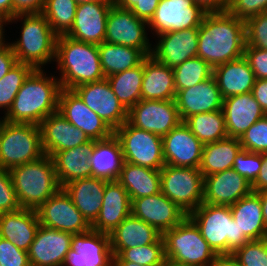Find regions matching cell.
Returning <instances> with one entry per match:
<instances>
[{
  "mask_svg": "<svg viewBox=\"0 0 267 266\" xmlns=\"http://www.w3.org/2000/svg\"><path fill=\"white\" fill-rule=\"evenodd\" d=\"M245 22L228 12L206 13L198 27L197 56L213 69L244 56Z\"/></svg>",
  "mask_w": 267,
  "mask_h": 266,
  "instance_id": "cell-1",
  "label": "cell"
},
{
  "mask_svg": "<svg viewBox=\"0 0 267 266\" xmlns=\"http://www.w3.org/2000/svg\"><path fill=\"white\" fill-rule=\"evenodd\" d=\"M60 81L44 76L35 69L24 81L4 120L12 123L39 125L46 117L58 111Z\"/></svg>",
  "mask_w": 267,
  "mask_h": 266,
  "instance_id": "cell-2",
  "label": "cell"
},
{
  "mask_svg": "<svg viewBox=\"0 0 267 266\" xmlns=\"http://www.w3.org/2000/svg\"><path fill=\"white\" fill-rule=\"evenodd\" d=\"M55 59L61 71V88L77 86L105 79L99 59L98 45L80 42L66 35L56 40Z\"/></svg>",
  "mask_w": 267,
  "mask_h": 266,
  "instance_id": "cell-3",
  "label": "cell"
},
{
  "mask_svg": "<svg viewBox=\"0 0 267 266\" xmlns=\"http://www.w3.org/2000/svg\"><path fill=\"white\" fill-rule=\"evenodd\" d=\"M9 172L21 208L37 210L61 188L52 158L47 154Z\"/></svg>",
  "mask_w": 267,
  "mask_h": 266,
  "instance_id": "cell-4",
  "label": "cell"
},
{
  "mask_svg": "<svg viewBox=\"0 0 267 266\" xmlns=\"http://www.w3.org/2000/svg\"><path fill=\"white\" fill-rule=\"evenodd\" d=\"M188 217L217 255L232 254L249 241L234 221L230 206L203 202Z\"/></svg>",
  "mask_w": 267,
  "mask_h": 266,
  "instance_id": "cell-5",
  "label": "cell"
},
{
  "mask_svg": "<svg viewBox=\"0 0 267 266\" xmlns=\"http://www.w3.org/2000/svg\"><path fill=\"white\" fill-rule=\"evenodd\" d=\"M23 19L20 40L10 44L17 62L41 69L55 58L57 35L42 13L17 14L7 22Z\"/></svg>",
  "mask_w": 267,
  "mask_h": 266,
  "instance_id": "cell-6",
  "label": "cell"
},
{
  "mask_svg": "<svg viewBox=\"0 0 267 266\" xmlns=\"http://www.w3.org/2000/svg\"><path fill=\"white\" fill-rule=\"evenodd\" d=\"M162 238L169 266H209L217 256L188 216Z\"/></svg>",
  "mask_w": 267,
  "mask_h": 266,
  "instance_id": "cell-7",
  "label": "cell"
},
{
  "mask_svg": "<svg viewBox=\"0 0 267 266\" xmlns=\"http://www.w3.org/2000/svg\"><path fill=\"white\" fill-rule=\"evenodd\" d=\"M39 125L12 123L5 120L0 130V168H11L42 157Z\"/></svg>",
  "mask_w": 267,
  "mask_h": 266,
  "instance_id": "cell-8",
  "label": "cell"
},
{
  "mask_svg": "<svg viewBox=\"0 0 267 266\" xmlns=\"http://www.w3.org/2000/svg\"><path fill=\"white\" fill-rule=\"evenodd\" d=\"M114 135L120 142L123 161L155 170L165 166L161 136L134 127L128 121Z\"/></svg>",
  "mask_w": 267,
  "mask_h": 266,
  "instance_id": "cell-9",
  "label": "cell"
},
{
  "mask_svg": "<svg viewBox=\"0 0 267 266\" xmlns=\"http://www.w3.org/2000/svg\"><path fill=\"white\" fill-rule=\"evenodd\" d=\"M161 193L189 214L203 203L204 178L197 168L169 164L160 170Z\"/></svg>",
  "mask_w": 267,
  "mask_h": 266,
  "instance_id": "cell-10",
  "label": "cell"
},
{
  "mask_svg": "<svg viewBox=\"0 0 267 266\" xmlns=\"http://www.w3.org/2000/svg\"><path fill=\"white\" fill-rule=\"evenodd\" d=\"M148 22L136 17L130 10L112 4L107 16L104 42L139 49L145 56L152 53L145 25Z\"/></svg>",
  "mask_w": 267,
  "mask_h": 266,
  "instance_id": "cell-11",
  "label": "cell"
},
{
  "mask_svg": "<svg viewBox=\"0 0 267 266\" xmlns=\"http://www.w3.org/2000/svg\"><path fill=\"white\" fill-rule=\"evenodd\" d=\"M127 121L161 137L182 122L175 100H140L128 110Z\"/></svg>",
  "mask_w": 267,
  "mask_h": 266,
  "instance_id": "cell-12",
  "label": "cell"
},
{
  "mask_svg": "<svg viewBox=\"0 0 267 266\" xmlns=\"http://www.w3.org/2000/svg\"><path fill=\"white\" fill-rule=\"evenodd\" d=\"M36 212L39 223L45 227L73 235L85 233L91 229V225L63 188L46 200Z\"/></svg>",
  "mask_w": 267,
  "mask_h": 266,
  "instance_id": "cell-13",
  "label": "cell"
},
{
  "mask_svg": "<svg viewBox=\"0 0 267 266\" xmlns=\"http://www.w3.org/2000/svg\"><path fill=\"white\" fill-rule=\"evenodd\" d=\"M113 131L128 118V110L112 91L108 80L83 84L72 89Z\"/></svg>",
  "mask_w": 267,
  "mask_h": 266,
  "instance_id": "cell-14",
  "label": "cell"
},
{
  "mask_svg": "<svg viewBox=\"0 0 267 266\" xmlns=\"http://www.w3.org/2000/svg\"><path fill=\"white\" fill-rule=\"evenodd\" d=\"M206 12L193 0H160L147 26L157 35L197 28Z\"/></svg>",
  "mask_w": 267,
  "mask_h": 266,
  "instance_id": "cell-15",
  "label": "cell"
},
{
  "mask_svg": "<svg viewBox=\"0 0 267 266\" xmlns=\"http://www.w3.org/2000/svg\"><path fill=\"white\" fill-rule=\"evenodd\" d=\"M71 249L62 266H113L110 236L90 229L72 236Z\"/></svg>",
  "mask_w": 267,
  "mask_h": 266,
  "instance_id": "cell-16",
  "label": "cell"
},
{
  "mask_svg": "<svg viewBox=\"0 0 267 266\" xmlns=\"http://www.w3.org/2000/svg\"><path fill=\"white\" fill-rule=\"evenodd\" d=\"M58 112L83 131L90 140H104L114 134V131L73 90L61 89Z\"/></svg>",
  "mask_w": 267,
  "mask_h": 266,
  "instance_id": "cell-17",
  "label": "cell"
},
{
  "mask_svg": "<svg viewBox=\"0 0 267 266\" xmlns=\"http://www.w3.org/2000/svg\"><path fill=\"white\" fill-rule=\"evenodd\" d=\"M131 214L161 234L180 224L188 214L161 192L132 201Z\"/></svg>",
  "mask_w": 267,
  "mask_h": 266,
  "instance_id": "cell-18",
  "label": "cell"
},
{
  "mask_svg": "<svg viewBox=\"0 0 267 266\" xmlns=\"http://www.w3.org/2000/svg\"><path fill=\"white\" fill-rule=\"evenodd\" d=\"M204 144L181 122L162 137L165 164L199 169Z\"/></svg>",
  "mask_w": 267,
  "mask_h": 266,
  "instance_id": "cell-19",
  "label": "cell"
},
{
  "mask_svg": "<svg viewBox=\"0 0 267 266\" xmlns=\"http://www.w3.org/2000/svg\"><path fill=\"white\" fill-rule=\"evenodd\" d=\"M114 3L82 2L77 4L75 19L66 36L85 43L100 45L106 35L107 16Z\"/></svg>",
  "mask_w": 267,
  "mask_h": 266,
  "instance_id": "cell-20",
  "label": "cell"
},
{
  "mask_svg": "<svg viewBox=\"0 0 267 266\" xmlns=\"http://www.w3.org/2000/svg\"><path fill=\"white\" fill-rule=\"evenodd\" d=\"M73 234L40 224L28 250L30 266H62Z\"/></svg>",
  "mask_w": 267,
  "mask_h": 266,
  "instance_id": "cell-21",
  "label": "cell"
},
{
  "mask_svg": "<svg viewBox=\"0 0 267 266\" xmlns=\"http://www.w3.org/2000/svg\"><path fill=\"white\" fill-rule=\"evenodd\" d=\"M252 192V185L233 168L204 177V203L231 206Z\"/></svg>",
  "mask_w": 267,
  "mask_h": 266,
  "instance_id": "cell-22",
  "label": "cell"
},
{
  "mask_svg": "<svg viewBox=\"0 0 267 266\" xmlns=\"http://www.w3.org/2000/svg\"><path fill=\"white\" fill-rule=\"evenodd\" d=\"M223 100L213 76L193 87L178 90L175 97L182 122L194 114L222 110Z\"/></svg>",
  "mask_w": 267,
  "mask_h": 266,
  "instance_id": "cell-23",
  "label": "cell"
},
{
  "mask_svg": "<svg viewBox=\"0 0 267 266\" xmlns=\"http://www.w3.org/2000/svg\"><path fill=\"white\" fill-rule=\"evenodd\" d=\"M159 42L152 48L151 56L164 65L174 68L196 57L198 50V27L170 31L158 36Z\"/></svg>",
  "mask_w": 267,
  "mask_h": 266,
  "instance_id": "cell-24",
  "label": "cell"
},
{
  "mask_svg": "<svg viewBox=\"0 0 267 266\" xmlns=\"http://www.w3.org/2000/svg\"><path fill=\"white\" fill-rule=\"evenodd\" d=\"M39 127L44 154L49 156L90 141L83 131L72 125L58 111L46 117Z\"/></svg>",
  "mask_w": 267,
  "mask_h": 266,
  "instance_id": "cell-25",
  "label": "cell"
},
{
  "mask_svg": "<svg viewBox=\"0 0 267 266\" xmlns=\"http://www.w3.org/2000/svg\"><path fill=\"white\" fill-rule=\"evenodd\" d=\"M132 202L126 189L117 180H108L102 207L91 229L109 234L131 215Z\"/></svg>",
  "mask_w": 267,
  "mask_h": 266,
  "instance_id": "cell-26",
  "label": "cell"
},
{
  "mask_svg": "<svg viewBox=\"0 0 267 266\" xmlns=\"http://www.w3.org/2000/svg\"><path fill=\"white\" fill-rule=\"evenodd\" d=\"M222 110L228 137L239 139L266 115L251 92L225 98Z\"/></svg>",
  "mask_w": 267,
  "mask_h": 266,
  "instance_id": "cell-27",
  "label": "cell"
},
{
  "mask_svg": "<svg viewBox=\"0 0 267 266\" xmlns=\"http://www.w3.org/2000/svg\"><path fill=\"white\" fill-rule=\"evenodd\" d=\"M96 140H90L75 148L54 152L50 157L54 163L56 177L60 187L65 184L87 177H92L90 156Z\"/></svg>",
  "mask_w": 267,
  "mask_h": 266,
  "instance_id": "cell-28",
  "label": "cell"
},
{
  "mask_svg": "<svg viewBox=\"0 0 267 266\" xmlns=\"http://www.w3.org/2000/svg\"><path fill=\"white\" fill-rule=\"evenodd\" d=\"M107 181L92 176L73 180L62 187L90 225L96 220L102 207Z\"/></svg>",
  "mask_w": 267,
  "mask_h": 266,
  "instance_id": "cell-29",
  "label": "cell"
},
{
  "mask_svg": "<svg viewBox=\"0 0 267 266\" xmlns=\"http://www.w3.org/2000/svg\"><path fill=\"white\" fill-rule=\"evenodd\" d=\"M36 210L20 208L0 214V237L28 252L39 228Z\"/></svg>",
  "mask_w": 267,
  "mask_h": 266,
  "instance_id": "cell-30",
  "label": "cell"
},
{
  "mask_svg": "<svg viewBox=\"0 0 267 266\" xmlns=\"http://www.w3.org/2000/svg\"><path fill=\"white\" fill-rule=\"evenodd\" d=\"M213 77L223 99L251 92L256 81L244 56L215 67Z\"/></svg>",
  "mask_w": 267,
  "mask_h": 266,
  "instance_id": "cell-31",
  "label": "cell"
},
{
  "mask_svg": "<svg viewBox=\"0 0 267 266\" xmlns=\"http://www.w3.org/2000/svg\"><path fill=\"white\" fill-rule=\"evenodd\" d=\"M109 236L113 255H119L124 249L156 243L162 234L131 214Z\"/></svg>",
  "mask_w": 267,
  "mask_h": 266,
  "instance_id": "cell-32",
  "label": "cell"
},
{
  "mask_svg": "<svg viewBox=\"0 0 267 266\" xmlns=\"http://www.w3.org/2000/svg\"><path fill=\"white\" fill-rule=\"evenodd\" d=\"M173 68L149 55L144 58L141 100H175Z\"/></svg>",
  "mask_w": 267,
  "mask_h": 266,
  "instance_id": "cell-33",
  "label": "cell"
},
{
  "mask_svg": "<svg viewBox=\"0 0 267 266\" xmlns=\"http://www.w3.org/2000/svg\"><path fill=\"white\" fill-rule=\"evenodd\" d=\"M117 181L126 189L131 202L161 192L160 170L123 161Z\"/></svg>",
  "mask_w": 267,
  "mask_h": 266,
  "instance_id": "cell-34",
  "label": "cell"
},
{
  "mask_svg": "<svg viewBox=\"0 0 267 266\" xmlns=\"http://www.w3.org/2000/svg\"><path fill=\"white\" fill-rule=\"evenodd\" d=\"M230 209L240 232L249 241L267 238L260 197L255 192L239 199Z\"/></svg>",
  "mask_w": 267,
  "mask_h": 266,
  "instance_id": "cell-35",
  "label": "cell"
},
{
  "mask_svg": "<svg viewBox=\"0 0 267 266\" xmlns=\"http://www.w3.org/2000/svg\"><path fill=\"white\" fill-rule=\"evenodd\" d=\"M123 163L122 148L118 138L98 140L90 156L91 171L94 177L117 180Z\"/></svg>",
  "mask_w": 267,
  "mask_h": 266,
  "instance_id": "cell-36",
  "label": "cell"
},
{
  "mask_svg": "<svg viewBox=\"0 0 267 266\" xmlns=\"http://www.w3.org/2000/svg\"><path fill=\"white\" fill-rule=\"evenodd\" d=\"M242 148L239 138L226 137L203 146L199 170L203 178L233 168L234 159Z\"/></svg>",
  "mask_w": 267,
  "mask_h": 266,
  "instance_id": "cell-37",
  "label": "cell"
},
{
  "mask_svg": "<svg viewBox=\"0 0 267 266\" xmlns=\"http://www.w3.org/2000/svg\"><path fill=\"white\" fill-rule=\"evenodd\" d=\"M98 52L105 78L139 65L146 57L139 49L107 42L98 45Z\"/></svg>",
  "mask_w": 267,
  "mask_h": 266,
  "instance_id": "cell-38",
  "label": "cell"
},
{
  "mask_svg": "<svg viewBox=\"0 0 267 266\" xmlns=\"http://www.w3.org/2000/svg\"><path fill=\"white\" fill-rule=\"evenodd\" d=\"M144 60L137 66L106 77L114 94L129 110L141 100Z\"/></svg>",
  "mask_w": 267,
  "mask_h": 266,
  "instance_id": "cell-39",
  "label": "cell"
},
{
  "mask_svg": "<svg viewBox=\"0 0 267 266\" xmlns=\"http://www.w3.org/2000/svg\"><path fill=\"white\" fill-rule=\"evenodd\" d=\"M184 123L204 145L228 137L223 110L194 114Z\"/></svg>",
  "mask_w": 267,
  "mask_h": 266,
  "instance_id": "cell-40",
  "label": "cell"
},
{
  "mask_svg": "<svg viewBox=\"0 0 267 266\" xmlns=\"http://www.w3.org/2000/svg\"><path fill=\"white\" fill-rule=\"evenodd\" d=\"M77 4L75 0H45L42 14L57 36L66 35L70 31Z\"/></svg>",
  "mask_w": 267,
  "mask_h": 266,
  "instance_id": "cell-41",
  "label": "cell"
},
{
  "mask_svg": "<svg viewBox=\"0 0 267 266\" xmlns=\"http://www.w3.org/2000/svg\"><path fill=\"white\" fill-rule=\"evenodd\" d=\"M176 92L188 89L213 76V68L196 56L173 68Z\"/></svg>",
  "mask_w": 267,
  "mask_h": 266,
  "instance_id": "cell-42",
  "label": "cell"
},
{
  "mask_svg": "<svg viewBox=\"0 0 267 266\" xmlns=\"http://www.w3.org/2000/svg\"><path fill=\"white\" fill-rule=\"evenodd\" d=\"M34 70L32 66L18 62L0 80V108H5L8 112L24 81Z\"/></svg>",
  "mask_w": 267,
  "mask_h": 266,
  "instance_id": "cell-43",
  "label": "cell"
},
{
  "mask_svg": "<svg viewBox=\"0 0 267 266\" xmlns=\"http://www.w3.org/2000/svg\"><path fill=\"white\" fill-rule=\"evenodd\" d=\"M119 256L142 266H167L162 237L156 243L124 249Z\"/></svg>",
  "mask_w": 267,
  "mask_h": 266,
  "instance_id": "cell-44",
  "label": "cell"
},
{
  "mask_svg": "<svg viewBox=\"0 0 267 266\" xmlns=\"http://www.w3.org/2000/svg\"><path fill=\"white\" fill-rule=\"evenodd\" d=\"M232 254L240 266H267V238L250 240Z\"/></svg>",
  "mask_w": 267,
  "mask_h": 266,
  "instance_id": "cell-45",
  "label": "cell"
},
{
  "mask_svg": "<svg viewBox=\"0 0 267 266\" xmlns=\"http://www.w3.org/2000/svg\"><path fill=\"white\" fill-rule=\"evenodd\" d=\"M261 167L262 153L250 152L243 148L239 150L233 163V169L251 185L257 179Z\"/></svg>",
  "mask_w": 267,
  "mask_h": 266,
  "instance_id": "cell-46",
  "label": "cell"
},
{
  "mask_svg": "<svg viewBox=\"0 0 267 266\" xmlns=\"http://www.w3.org/2000/svg\"><path fill=\"white\" fill-rule=\"evenodd\" d=\"M243 149L267 153V115L254 123L240 138Z\"/></svg>",
  "mask_w": 267,
  "mask_h": 266,
  "instance_id": "cell-47",
  "label": "cell"
},
{
  "mask_svg": "<svg viewBox=\"0 0 267 266\" xmlns=\"http://www.w3.org/2000/svg\"><path fill=\"white\" fill-rule=\"evenodd\" d=\"M246 45L267 50V12L245 22Z\"/></svg>",
  "mask_w": 267,
  "mask_h": 266,
  "instance_id": "cell-48",
  "label": "cell"
},
{
  "mask_svg": "<svg viewBox=\"0 0 267 266\" xmlns=\"http://www.w3.org/2000/svg\"><path fill=\"white\" fill-rule=\"evenodd\" d=\"M227 12L246 22L260 13L267 12V0H230Z\"/></svg>",
  "mask_w": 267,
  "mask_h": 266,
  "instance_id": "cell-49",
  "label": "cell"
},
{
  "mask_svg": "<svg viewBox=\"0 0 267 266\" xmlns=\"http://www.w3.org/2000/svg\"><path fill=\"white\" fill-rule=\"evenodd\" d=\"M13 181L9 170L0 168V214L19 210Z\"/></svg>",
  "mask_w": 267,
  "mask_h": 266,
  "instance_id": "cell-50",
  "label": "cell"
},
{
  "mask_svg": "<svg viewBox=\"0 0 267 266\" xmlns=\"http://www.w3.org/2000/svg\"><path fill=\"white\" fill-rule=\"evenodd\" d=\"M0 264L2 266H30L28 252L0 237Z\"/></svg>",
  "mask_w": 267,
  "mask_h": 266,
  "instance_id": "cell-51",
  "label": "cell"
},
{
  "mask_svg": "<svg viewBox=\"0 0 267 266\" xmlns=\"http://www.w3.org/2000/svg\"><path fill=\"white\" fill-rule=\"evenodd\" d=\"M160 0H115L121 8L130 10L136 17L149 22Z\"/></svg>",
  "mask_w": 267,
  "mask_h": 266,
  "instance_id": "cell-52",
  "label": "cell"
},
{
  "mask_svg": "<svg viewBox=\"0 0 267 266\" xmlns=\"http://www.w3.org/2000/svg\"><path fill=\"white\" fill-rule=\"evenodd\" d=\"M244 57L247 59L256 79H267V50L245 44Z\"/></svg>",
  "mask_w": 267,
  "mask_h": 266,
  "instance_id": "cell-53",
  "label": "cell"
},
{
  "mask_svg": "<svg viewBox=\"0 0 267 266\" xmlns=\"http://www.w3.org/2000/svg\"><path fill=\"white\" fill-rule=\"evenodd\" d=\"M45 0H12V18L17 14L42 13Z\"/></svg>",
  "mask_w": 267,
  "mask_h": 266,
  "instance_id": "cell-54",
  "label": "cell"
},
{
  "mask_svg": "<svg viewBox=\"0 0 267 266\" xmlns=\"http://www.w3.org/2000/svg\"><path fill=\"white\" fill-rule=\"evenodd\" d=\"M16 56L10 44L0 43V80L17 64Z\"/></svg>",
  "mask_w": 267,
  "mask_h": 266,
  "instance_id": "cell-55",
  "label": "cell"
},
{
  "mask_svg": "<svg viewBox=\"0 0 267 266\" xmlns=\"http://www.w3.org/2000/svg\"><path fill=\"white\" fill-rule=\"evenodd\" d=\"M251 93L267 115V79H256Z\"/></svg>",
  "mask_w": 267,
  "mask_h": 266,
  "instance_id": "cell-56",
  "label": "cell"
},
{
  "mask_svg": "<svg viewBox=\"0 0 267 266\" xmlns=\"http://www.w3.org/2000/svg\"><path fill=\"white\" fill-rule=\"evenodd\" d=\"M206 13L227 12L230 0H193Z\"/></svg>",
  "mask_w": 267,
  "mask_h": 266,
  "instance_id": "cell-57",
  "label": "cell"
},
{
  "mask_svg": "<svg viewBox=\"0 0 267 266\" xmlns=\"http://www.w3.org/2000/svg\"><path fill=\"white\" fill-rule=\"evenodd\" d=\"M253 192L267 190V153H262V167L255 182L252 184Z\"/></svg>",
  "mask_w": 267,
  "mask_h": 266,
  "instance_id": "cell-58",
  "label": "cell"
},
{
  "mask_svg": "<svg viewBox=\"0 0 267 266\" xmlns=\"http://www.w3.org/2000/svg\"><path fill=\"white\" fill-rule=\"evenodd\" d=\"M209 266H240L233 254L217 255Z\"/></svg>",
  "mask_w": 267,
  "mask_h": 266,
  "instance_id": "cell-59",
  "label": "cell"
},
{
  "mask_svg": "<svg viewBox=\"0 0 267 266\" xmlns=\"http://www.w3.org/2000/svg\"><path fill=\"white\" fill-rule=\"evenodd\" d=\"M0 16L6 22L12 19V0H0Z\"/></svg>",
  "mask_w": 267,
  "mask_h": 266,
  "instance_id": "cell-60",
  "label": "cell"
},
{
  "mask_svg": "<svg viewBox=\"0 0 267 266\" xmlns=\"http://www.w3.org/2000/svg\"><path fill=\"white\" fill-rule=\"evenodd\" d=\"M255 193L260 197L264 224L267 228V190H263V191L255 192Z\"/></svg>",
  "mask_w": 267,
  "mask_h": 266,
  "instance_id": "cell-61",
  "label": "cell"
},
{
  "mask_svg": "<svg viewBox=\"0 0 267 266\" xmlns=\"http://www.w3.org/2000/svg\"><path fill=\"white\" fill-rule=\"evenodd\" d=\"M113 266H142V265L129 261H124L119 255H113Z\"/></svg>",
  "mask_w": 267,
  "mask_h": 266,
  "instance_id": "cell-62",
  "label": "cell"
},
{
  "mask_svg": "<svg viewBox=\"0 0 267 266\" xmlns=\"http://www.w3.org/2000/svg\"><path fill=\"white\" fill-rule=\"evenodd\" d=\"M77 3L82 2H105V3H115V0H75Z\"/></svg>",
  "mask_w": 267,
  "mask_h": 266,
  "instance_id": "cell-63",
  "label": "cell"
},
{
  "mask_svg": "<svg viewBox=\"0 0 267 266\" xmlns=\"http://www.w3.org/2000/svg\"><path fill=\"white\" fill-rule=\"evenodd\" d=\"M4 22L6 23V21L0 16V34H3V24Z\"/></svg>",
  "mask_w": 267,
  "mask_h": 266,
  "instance_id": "cell-64",
  "label": "cell"
},
{
  "mask_svg": "<svg viewBox=\"0 0 267 266\" xmlns=\"http://www.w3.org/2000/svg\"><path fill=\"white\" fill-rule=\"evenodd\" d=\"M5 122V120H0V130H1V127H2V125H3V123Z\"/></svg>",
  "mask_w": 267,
  "mask_h": 266,
  "instance_id": "cell-65",
  "label": "cell"
},
{
  "mask_svg": "<svg viewBox=\"0 0 267 266\" xmlns=\"http://www.w3.org/2000/svg\"><path fill=\"white\" fill-rule=\"evenodd\" d=\"M3 34H0V43L3 41Z\"/></svg>",
  "mask_w": 267,
  "mask_h": 266,
  "instance_id": "cell-66",
  "label": "cell"
}]
</instances>
